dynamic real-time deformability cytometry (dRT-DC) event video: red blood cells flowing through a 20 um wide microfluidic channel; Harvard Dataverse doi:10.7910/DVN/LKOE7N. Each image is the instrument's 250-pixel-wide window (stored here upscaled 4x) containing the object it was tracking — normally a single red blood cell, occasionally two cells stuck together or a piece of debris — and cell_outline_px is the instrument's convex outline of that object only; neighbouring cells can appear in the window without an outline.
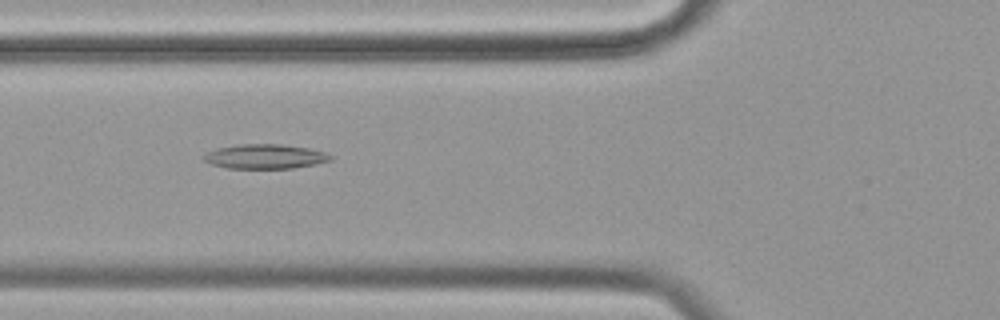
{"species": "common noctule bat (a hibernating species)", "species_latin": "Nyctalus noctula", "temperature_condition": "cold", "stored_images_in_passage": 43, "camera_frame_rate_fps": 3000, "um_per_image_px": 0.085, "animal": {"sex": "female", "body_mass_g": 19.9}, "frame": {"image": 1, "passage_image": 7, "time_ms": 2.0, "image_size_px": [1000, 320], "cell_outline_px": [[332, 160], [316, 164], [292, 168], [228, 168], [212, 164], [204, 160], [204, 156], [208, 152], [216, 148], [236, 144], [280, 144], [308, 148], [324, 152], [332, 156]], "centroid_in_image_um": [22.54, 13.29], "position_along_channel_um": 103.3, "area_um2": 17.98}}
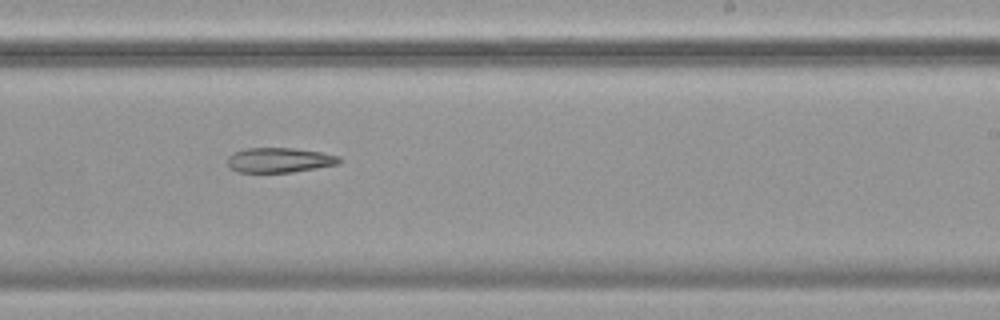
{"frame": {"image": 2, "passage_image": 21, "time_ms": 6.667, "image_size_px": [1000, 320], "cell_outline_px": [[340, 164], [292, 172], [236, 172], [228, 168], [228, 156], [236, 152], [248, 148], [292, 148], [320, 152], [340, 156]], "centroid_in_image_um": [23.74, 13.61], "position_along_channel_um": 265.3, "area_um2": 16.13}}
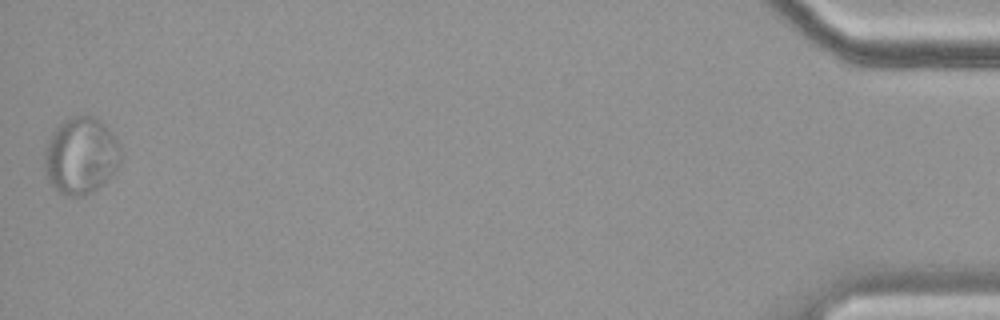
{"frame": {"image": 3, "passage_image": 43, "time_ms": 14.0, "image_size_px": [1000, 320], "cell_outline_px": [[120, 164], [112, 176], [108, 180], [96, 188], [88, 192], [76, 196], [60, 196], [48, 180], [44, 156], [44, 152], [56, 128], [60, 124], [76, 116], [96, 116], [104, 124], [116, 140], [120, 148]], "centroid_in_image_um": [6.89, 13.26], "position_along_channel_um": 428.3, "area_um2": 33.58}}